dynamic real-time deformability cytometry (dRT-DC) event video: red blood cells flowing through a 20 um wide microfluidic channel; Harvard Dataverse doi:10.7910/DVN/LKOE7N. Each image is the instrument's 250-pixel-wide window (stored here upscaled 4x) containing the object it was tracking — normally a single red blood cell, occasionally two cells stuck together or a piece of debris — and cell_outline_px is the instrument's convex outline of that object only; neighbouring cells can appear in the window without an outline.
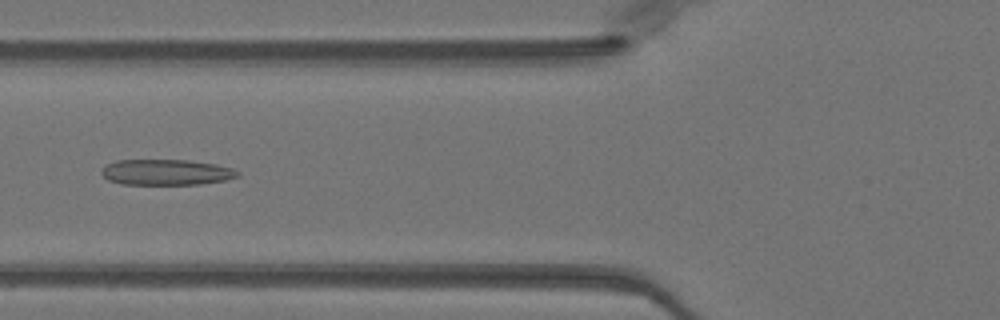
{"species": "Egyptian fruit bat (a non-hibernating species)", "species_latin": "Rousettus aegyptiacus", "temperature_condition": "warm", "stored_images_in_passage": 21, "camera_frame_rate_fps": 3000, "um_per_image_px": 0.085, "animal": {"sex": "female"}, "frame": {"image": 1, "passage_image": 4, "time_ms": 1.0, "image_size_px": [1000, 320], "cell_outline_px": [[240, 176], [224, 180], [200, 184], [120, 184], [108, 180], [100, 172], [104, 164], [116, 160], [188, 160], [216, 164], [232, 168], [240, 172]], "centroid_in_image_um": [14.1, 14.63], "position_along_channel_um": 111.7, "area_um2": 20.52}}
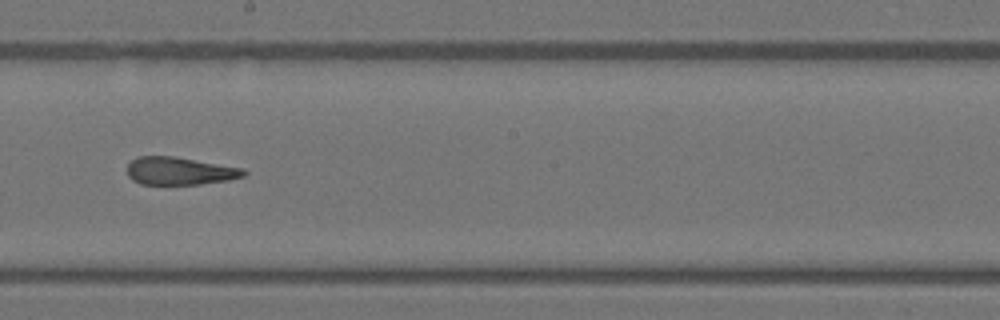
{"frame": {"image": 2, "passage_image": 13, "time_ms": 4.0, "image_size_px": [1000, 320], "cell_outline_px": [[248, 172], [244, 176], [228, 180], [200, 184], [140, 184], [132, 180], [128, 176], [128, 164], [132, 160], [140, 156], [172, 156], [244, 168]], "centroid_in_image_um": [15.28, 14.53], "position_along_channel_um": 232.9, "area_um2": 18.79}}
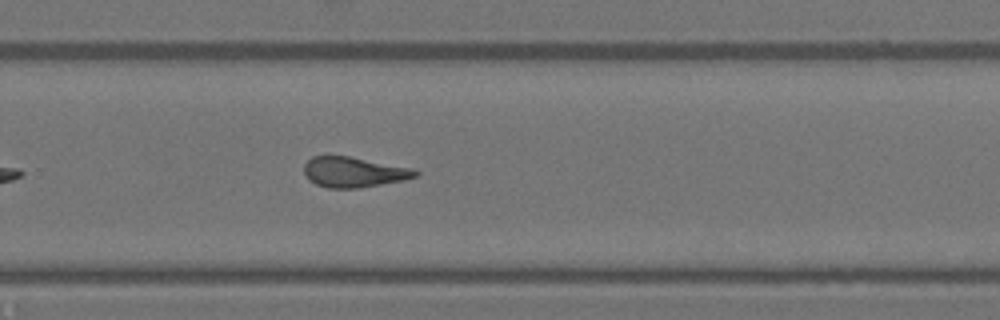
{"frame": {"image": 3, "passage_image": 18, "time_ms": 5.667, "image_size_px": [1000, 320], "cell_outline_px": [[420, 172], [416, 176], [404, 180], [360, 188], [328, 188], [316, 184], [308, 180], [304, 172], [304, 164], [312, 156], [348, 156], [416, 168]], "centroid_in_image_um": [30.1, 14.63], "position_along_channel_um": 299.7, "area_um2": 19.83}}